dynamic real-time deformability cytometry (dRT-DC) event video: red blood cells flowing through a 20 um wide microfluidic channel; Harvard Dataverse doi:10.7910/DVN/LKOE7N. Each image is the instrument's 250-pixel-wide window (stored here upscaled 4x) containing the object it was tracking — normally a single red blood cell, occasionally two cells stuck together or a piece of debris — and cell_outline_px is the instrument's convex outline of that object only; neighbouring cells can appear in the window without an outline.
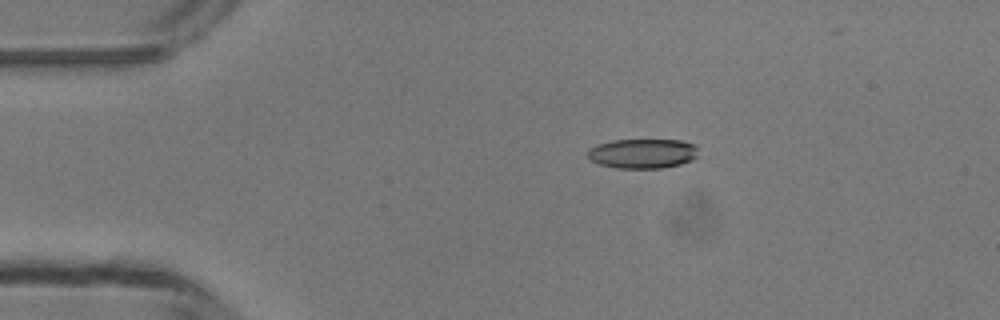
{"species": "common noctule bat (a hibernating species)", "species_latin": "Nyctalus noctula", "temperature_condition": "room temperature", "stored_images_in_passage": 2, "camera_frame_rate_fps": 3000, "um_per_image_px": 0.085, "animal": {"sex": "male", "body_mass_g": 13.3}, "frame": {"image": 1, "passage_image": 1, "time_ms": 0.0, "image_size_px": [1000, 320], "cell_outline_px": [[700, 156], [692, 160], [680, 164], [660, 168], [616, 168], [600, 164], [592, 160], [588, 156], [588, 152], [596, 144], [612, 140], [680, 140], [696, 144]], "centroid_in_image_um": [54.69, 13.04], "position_along_channel_um": 30.3, "area_um2": 19.19}}